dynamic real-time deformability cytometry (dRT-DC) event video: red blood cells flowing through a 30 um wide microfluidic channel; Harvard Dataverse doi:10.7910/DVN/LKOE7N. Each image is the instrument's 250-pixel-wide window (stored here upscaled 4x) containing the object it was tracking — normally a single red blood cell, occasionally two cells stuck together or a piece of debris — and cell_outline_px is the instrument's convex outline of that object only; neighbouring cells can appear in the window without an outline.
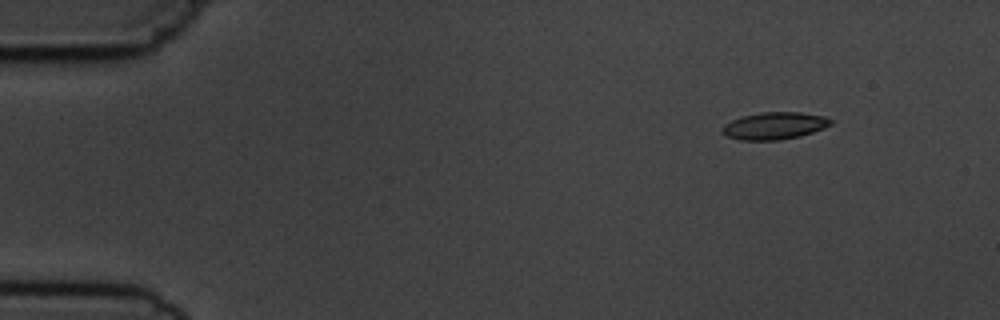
{"species": "common noctule bat (a hibernating species)", "species_latin": "Nyctalus noctula", "temperature_condition": "cold", "stored_images_in_passage": 5, "camera_frame_rate_fps": 3000, "um_per_image_px": 0.085, "animal": {"sex": "male", "body_mass_g": 19.5, "forearm_length_mm": 54.6}, "frame": {"image": 1, "passage_image": 2, "time_ms": 1.333, "image_size_px": [1000, 320], "cell_outline_px": [[832, 124], [824, 128], [800, 136], [780, 140], [740, 140], [728, 136], [720, 132], [720, 128], [724, 124], [732, 120], [744, 116], [764, 112], [800, 112], [824, 116], [832, 120]], "centroid_in_image_um": [65.82, 10.69], "position_along_channel_um": 19.2, "area_um2": 17.17}}
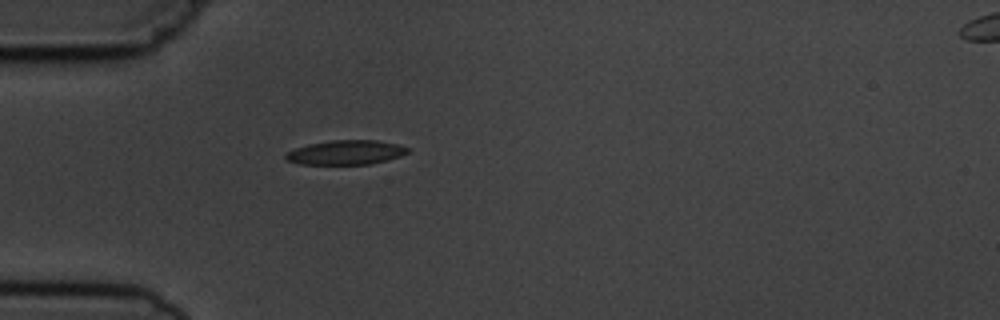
{"frame": {"image": 2, "passage_image": 5, "time_ms": 4.667, "image_size_px": [1000, 320], "cell_outline_px": [[412, 148], [408, 152], [400, 156], [388, 160], [372, 164], [300, 164], [284, 160], [284, 152], [308, 144], [332, 140], [376, 140], [396, 144]], "centroid_in_image_um": [29.38, 12.96], "position_along_channel_um": 55.6, "area_um2": 17.51}}